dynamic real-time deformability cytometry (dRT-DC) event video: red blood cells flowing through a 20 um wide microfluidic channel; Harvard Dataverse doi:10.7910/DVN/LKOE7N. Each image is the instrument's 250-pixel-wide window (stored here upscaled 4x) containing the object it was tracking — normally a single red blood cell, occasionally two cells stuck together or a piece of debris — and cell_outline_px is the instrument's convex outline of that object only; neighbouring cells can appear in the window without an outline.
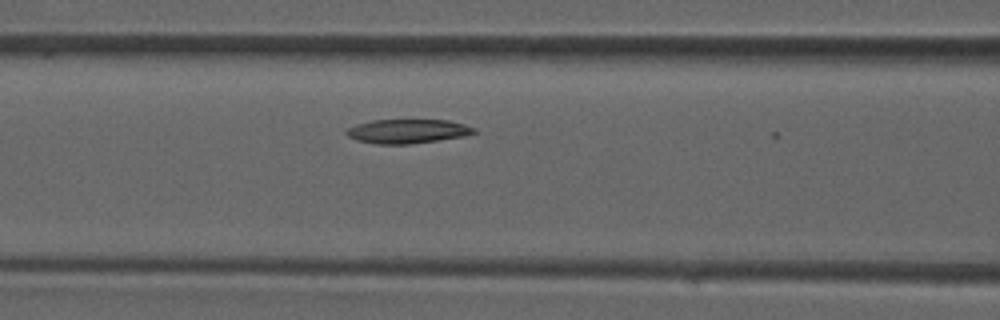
{"species": "common noctule bat (a hibernating species)", "species_latin": "Nyctalus noctula", "temperature_condition": "room temperature", "stored_images_in_passage": 11, "camera_frame_rate_fps": 3000, "um_per_image_px": 0.085, "animal": {"sex": "male", "forearm_length_mm": 52.5}, "frame": {"image": 1, "passage_image": 10, "time_ms": 3.0, "image_size_px": [1000, 320], "cell_outline_px": [[476, 132], [464, 136], [440, 140], [408, 144], [376, 144], [356, 140], [348, 136], [344, 132], [348, 128], [356, 124], [372, 120], [448, 120], [464, 124], [476, 128]], "centroid_in_image_um": [34.63, 11.16], "position_along_channel_um": 132.0, "area_um2": 17.98}}